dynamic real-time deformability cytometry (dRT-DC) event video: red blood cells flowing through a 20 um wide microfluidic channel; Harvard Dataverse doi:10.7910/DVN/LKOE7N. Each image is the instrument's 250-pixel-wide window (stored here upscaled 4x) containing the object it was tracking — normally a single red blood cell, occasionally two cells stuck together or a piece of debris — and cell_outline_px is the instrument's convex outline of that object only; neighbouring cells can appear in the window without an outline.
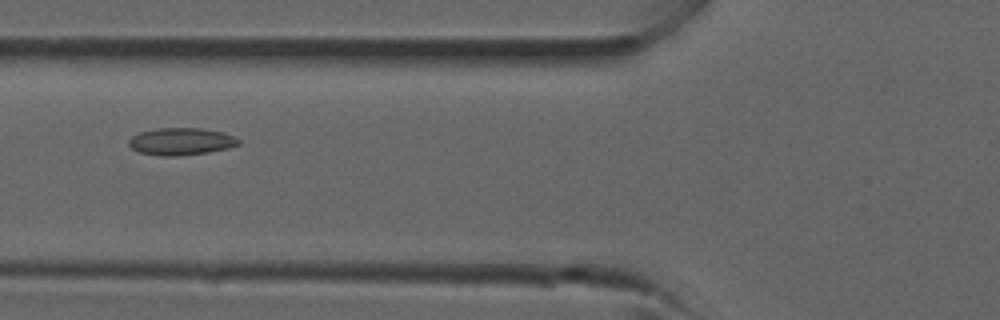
{"species": "common noctule bat (a hibernating species)", "species_latin": "Nyctalus noctula", "temperature_condition": "room temperature", "stored_images_in_passage": 33, "camera_frame_rate_fps": 3000, "um_per_image_px": 0.085, "animal": {"sex": "male", "forearm_length_mm": 52.5}, "frame": {"image": 1, "passage_image": 10, "time_ms": 3.0, "image_size_px": [1000, 320], "cell_outline_px": [[240, 144], [228, 148], [208, 152], [176, 156], [160, 156], [140, 152], [132, 148], [128, 144], [128, 140], [132, 136], [140, 132], [156, 128], [204, 128], [224, 132], [240, 140]], "centroid_in_image_um": [15.39, 12.02], "position_along_channel_um": 110.4, "area_um2": 17.46}}